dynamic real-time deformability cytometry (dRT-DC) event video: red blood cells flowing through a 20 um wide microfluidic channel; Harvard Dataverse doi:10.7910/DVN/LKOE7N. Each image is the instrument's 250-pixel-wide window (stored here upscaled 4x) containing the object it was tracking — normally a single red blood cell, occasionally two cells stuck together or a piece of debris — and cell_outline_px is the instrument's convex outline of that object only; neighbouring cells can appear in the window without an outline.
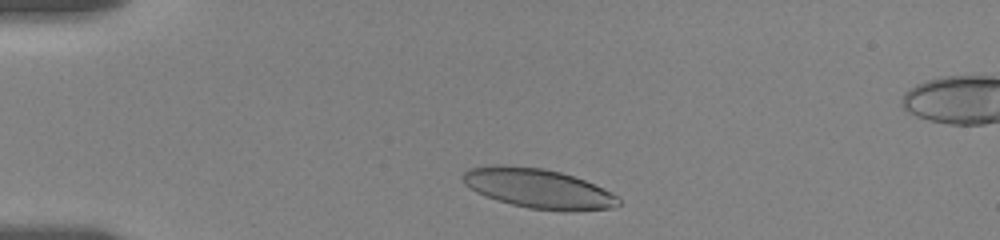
{"species": "human", "species_latin": "Homo sapiens", "temperature_condition": "room temperature", "stored_images_in_passage": 39, "camera_frame_rate_fps": 3000, "um_per_image_px": 0.085, "donor": {"sex": "female"}, "frame": {"image": 1, "passage_image": 4, "time_ms": 1.0, "image_size_px": [1000, 240], "cell_outline_px": [[620, 204], [616, 208], [576, 212], [564, 212], [528, 208], [496, 200], [476, 192], [468, 188], [464, 184], [460, 176], [468, 168], [492, 164], [504, 164], [544, 168], [560, 172], [584, 180], [604, 188], [616, 196], [620, 200]], "centroid_in_image_um": [45.73, 16.02], "position_along_channel_um": 39.3, "area_um2": 36.65}}
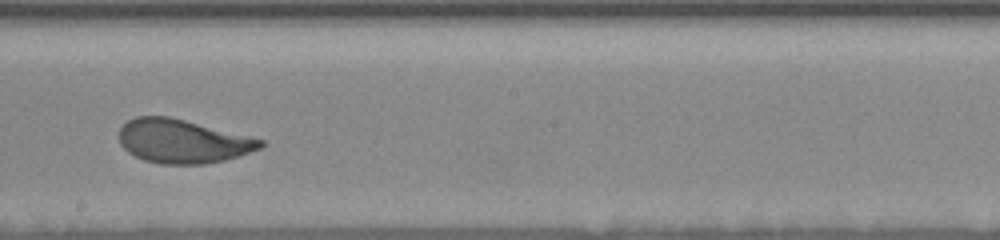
{"frame": {"image": 2, "passage_image": 24, "time_ms": 7.667, "image_size_px": [1000, 240], "cell_outline_px": [[264, 148], [224, 160], [204, 164], [160, 164], [144, 160], [128, 152], [120, 144], [120, 128], [128, 120], [136, 116], [168, 116], [252, 136], [264, 140]], "centroid_in_image_um": [15.56, 12.0], "position_along_channel_um": 232.6, "area_um2": 36.13}}
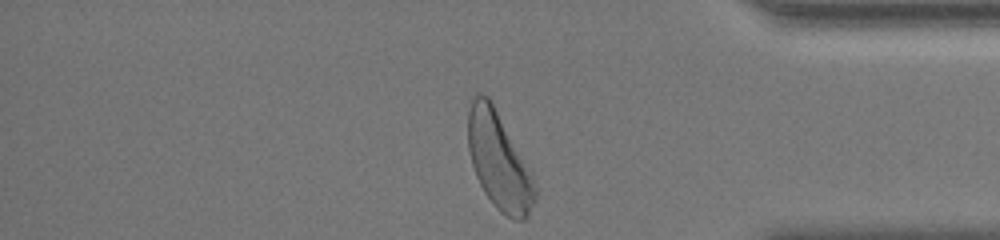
{"frame": {"image": 3, "passage_image": 39, "time_ms": 12.667, "image_size_px": [1000, 240], "cell_outline_px": [[536, 196], [528, 216], [524, 220], [512, 220], [500, 212], [496, 208], [484, 192], [476, 176], [472, 164], [468, 148], [468, 112], [472, 96], [476, 92], [480, 92], [488, 96], [532, 172], [536, 188]], "centroid_in_image_um": [42.4, 13.68], "position_along_channel_um": 392.8, "area_um2": 37.86}, "authors_computed_cell_mechanics": {"area_um2": 36.7608, "velocity_mm_per_s": 3.522, "shape_relaxation_time_tau1_ms": 3.6538, "shape_relaxation_time_tau2_ms": 0.9076, "deformation_change_tau1": 0.1571, "deformation_change_tau2": 0.076}}